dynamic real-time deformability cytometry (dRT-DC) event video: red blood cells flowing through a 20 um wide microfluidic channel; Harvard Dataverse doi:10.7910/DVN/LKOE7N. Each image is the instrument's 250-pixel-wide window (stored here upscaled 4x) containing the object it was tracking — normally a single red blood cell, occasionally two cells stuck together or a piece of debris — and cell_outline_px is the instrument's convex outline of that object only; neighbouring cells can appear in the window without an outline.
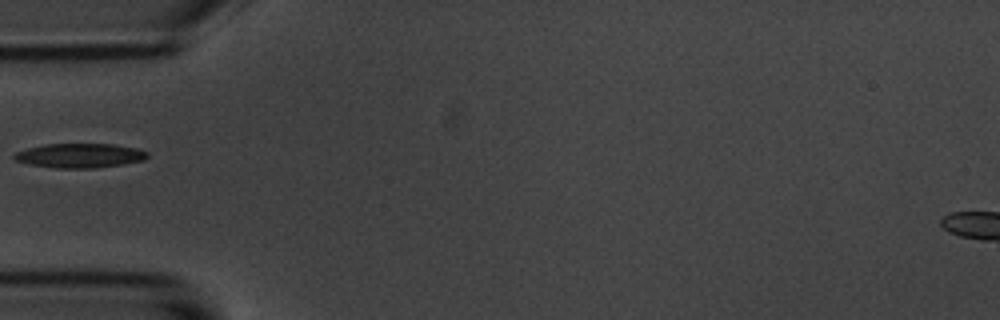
{"species": "common noctule bat (a hibernating species)", "species_latin": "Nyctalus noctula", "temperature_condition": "room temperature", "stored_images_in_passage": 17, "camera_frame_rate_fps": 3000, "um_per_image_px": 0.085, "animal": {"sex": "male", "body_mass_g": 20.1, "forearm_length_mm": 53.5}, "frame": {"image": 1, "passage_image": 1, "time_ms": 0.0, "image_size_px": [1000, 320], "cell_outline_px": [[148, 156], [144, 160], [124, 164], [92, 168], [56, 168], [32, 164], [16, 160], [12, 156], [16, 152], [28, 148], [44, 144], [112, 144], [136, 148], [148, 152]], "centroid_in_image_um": [6.81, 13.22], "position_along_channel_um": 78.2, "area_um2": 18.73}}
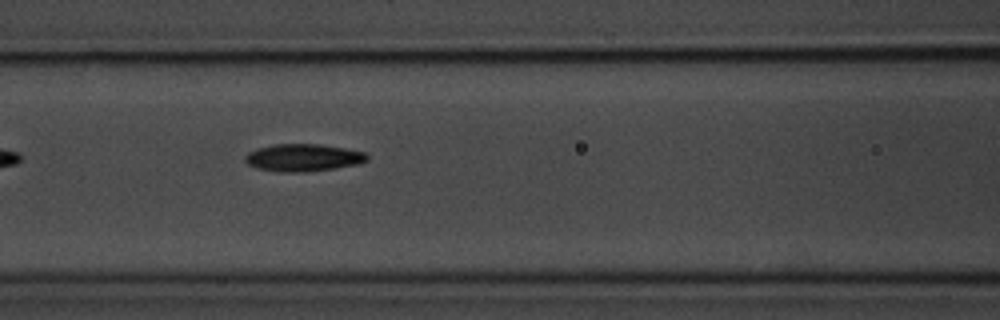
{"frame": {"image": 2, "passage_image": 6, "time_ms": 1.667, "image_size_px": [1000, 320], "cell_outline_px": [[368, 160], [360, 164], [336, 168], [304, 172], [280, 172], [260, 168], [248, 164], [244, 160], [244, 156], [248, 152], [256, 148], [272, 144], [320, 144], [344, 148], [364, 152], [368, 156]], "centroid_in_image_um": [25.77, 13.39], "position_along_channel_um": 140.8, "area_um2": 19.54}}